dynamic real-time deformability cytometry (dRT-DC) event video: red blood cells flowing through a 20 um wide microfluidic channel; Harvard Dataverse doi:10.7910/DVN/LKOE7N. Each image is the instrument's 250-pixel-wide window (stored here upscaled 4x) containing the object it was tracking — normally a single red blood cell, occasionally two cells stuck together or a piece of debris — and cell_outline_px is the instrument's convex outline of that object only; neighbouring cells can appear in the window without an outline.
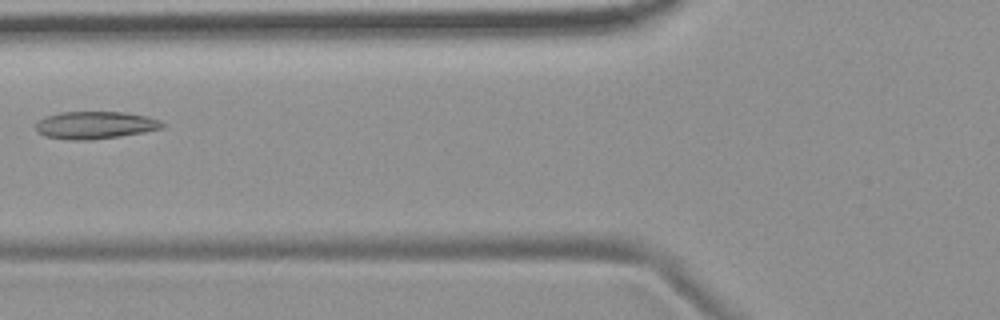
{"species": "common noctule bat (a hibernating species)", "species_latin": "Nyctalus noctula", "temperature_condition": "room temperature", "stored_images_in_passage": 8, "camera_frame_rate_fps": 3000, "um_per_image_px": 0.085, "animal": {"sex": "female", "body_mass_g": 19.9}, "frame": {"image": 1, "passage_image": 7, "time_ms": 7.0, "image_size_px": [1000, 320], "cell_outline_px": [[164, 128], [144, 132], [120, 136], [88, 140], [72, 140], [48, 136], [36, 132], [36, 124], [44, 116], [60, 112], [124, 112], [148, 116], [160, 120], [164, 124]], "centroid_in_image_um": [8.11, 10.63], "position_along_channel_um": 117.7, "area_um2": 20.23}}
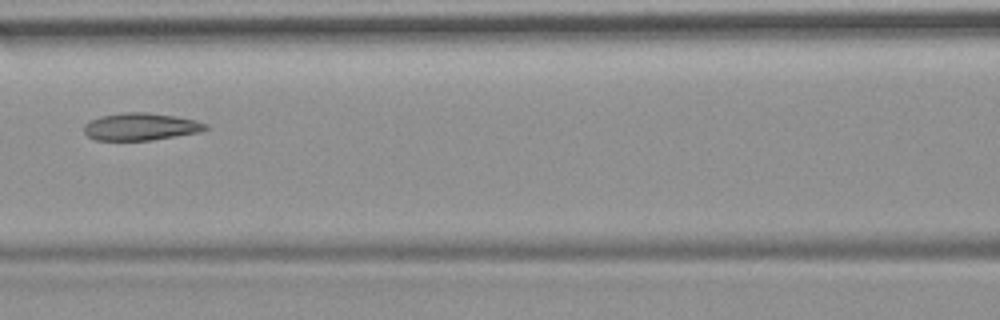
{"frame": {"image": 2, "passage_image": 8, "time_ms": 8.0, "image_size_px": [1000, 320], "cell_outline_px": [[208, 128], [200, 132], [152, 140], [96, 140], [88, 136], [84, 132], [84, 124], [88, 120], [100, 116], [124, 112], [148, 112], [176, 116], [196, 120], [208, 124]], "centroid_in_image_um": [11.96, 10.76], "position_along_channel_um": 154.6, "area_um2": 19.54}}